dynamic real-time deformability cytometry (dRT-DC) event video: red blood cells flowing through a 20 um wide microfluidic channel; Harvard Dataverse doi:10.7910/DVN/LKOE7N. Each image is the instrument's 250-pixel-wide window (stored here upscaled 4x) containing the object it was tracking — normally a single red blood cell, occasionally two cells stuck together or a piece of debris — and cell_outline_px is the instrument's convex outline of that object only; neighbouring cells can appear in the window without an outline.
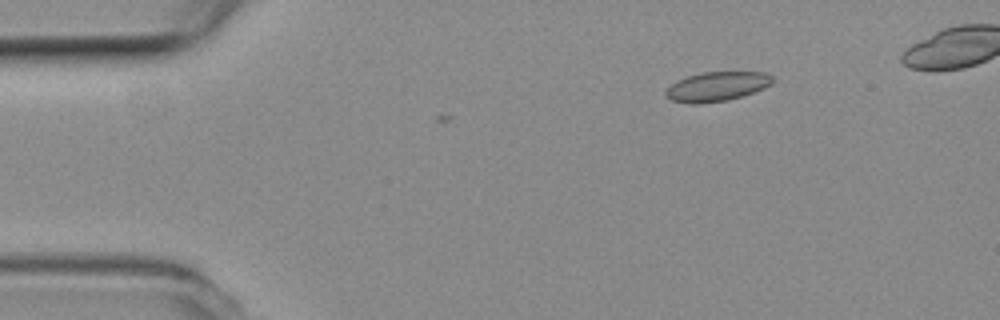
{"species": "common noctule bat (a hibernating species)", "species_latin": "Nyctalus noctula", "temperature_condition": "room temperature", "stored_images_in_passage": 2, "camera_frame_rate_fps": 3000, "um_per_image_px": 0.085, "animal": {"sex": "female", "body_mass_g": 19.3, "forearm_length_mm": 54.1}, "frame": {"image": 1, "passage_image": 2, "time_ms": 0.333, "image_size_px": [1000, 320], "cell_outline_px": [[776, 80], [772, 84], [764, 88], [728, 100], [696, 104], [692, 104], [672, 100], [664, 96], [664, 92], [676, 80], [700, 72], [764, 72], [772, 76]], "centroid_in_image_um": [60.93, 7.34], "position_along_channel_um": 24.1, "area_um2": 18.32}}